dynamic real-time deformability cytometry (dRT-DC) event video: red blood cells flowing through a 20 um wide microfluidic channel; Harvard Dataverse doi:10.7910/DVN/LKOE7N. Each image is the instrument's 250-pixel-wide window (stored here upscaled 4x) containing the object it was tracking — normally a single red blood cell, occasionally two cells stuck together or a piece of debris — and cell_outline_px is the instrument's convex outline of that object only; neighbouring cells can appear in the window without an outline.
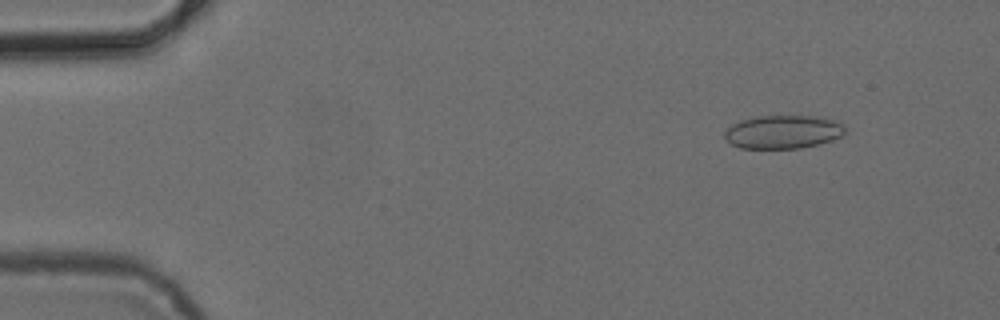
{"species": "common noctule bat (a hibernating species)", "species_latin": "Nyctalus noctula", "temperature_condition": "cold", "stored_images_in_passage": 53, "camera_frame_rate_fps": 3000, "um_per_image_px": 0.085, "animal": {"sex": "female", "body_mass_g": 24.6, "forearm_length_mm": 56.2}, "frame": {"image": 1, "passage_image": 6, "time_ms": 1.667, "image_size_px": [1000, 320], "cell_outline_px": [[844, 132], [840, 136], [832, 140], [800, 148], [740, 148], [732, 144], [724, 136], [724, 132], [732, 124], [740, 120], [756, 116], [812, 116], [832, 120], [844, 124]], "centroid_in_image_um": [66.52, 11.21], "position_along_channel_um": 18.5, "area_um2": 23.18}}
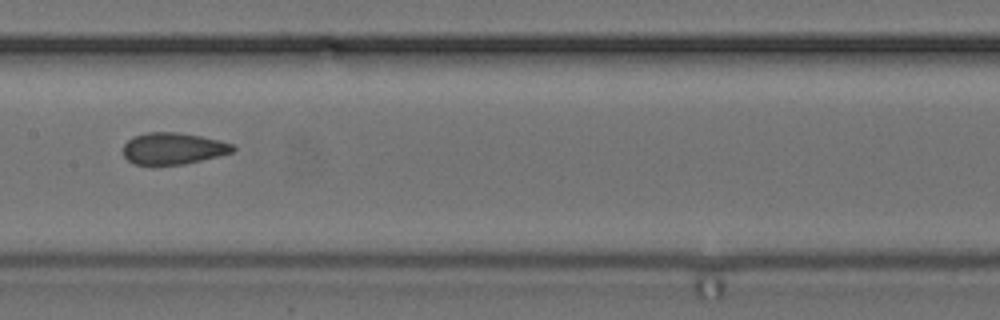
{"frame": {"image": 2, "passage_image": 27, "time_ms": 8.667, "image_size_px": [1000, 320], "cell_outline_px": [[236, 148], [232, 152], [220, 156], [184, 164], [152, 168], [132, 164], [124, 156], [124, 144], [128, 140], [136, 136], [148, 132], [176, 132], [200, 136], [220, 140], [232, 144]], "centroid_in_image_um": [14.68, 12.67], "position_along_channel_um": 192.7, "area_um2": 20.81}}
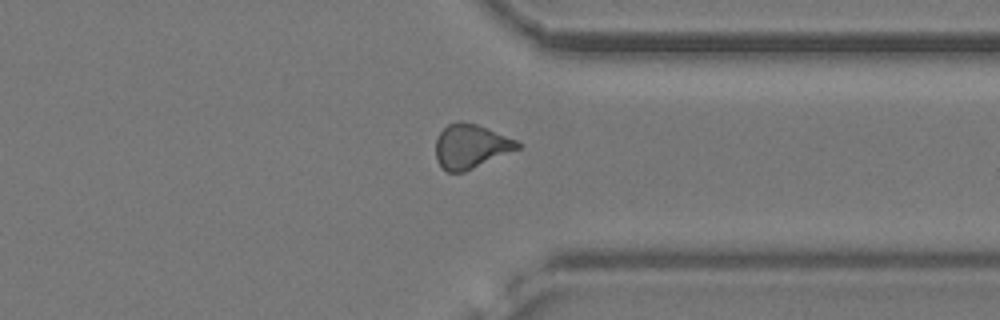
{"frame": {"image": 3, "passage_image": 41, "time_ms": 13.333, "image_size_px": [1000, 320], "cell_outline_px": [[524, 144], [520, 148], [464, 172], [448, 172], [436, 160], [436, 140], [440, 132], [448, 124], [456, 120], [460, 120], [476, 124], [516, 140]], "centroid_in_image_um": [40.01, 12.42], "position_along_channel_um": 371.4, "area_um2": 20.92}, "authors_computed_cell_mechanics": {"area_um2": 21.0392, "velocity_mm_per_s": 3.87, "shape_relaxation_time_tau1_ms": null, "shape_relaxation_time_tau2_ms": 1.3641, "deformation_change_tau1": null, "deformation_change_tau2": 0.0797}}